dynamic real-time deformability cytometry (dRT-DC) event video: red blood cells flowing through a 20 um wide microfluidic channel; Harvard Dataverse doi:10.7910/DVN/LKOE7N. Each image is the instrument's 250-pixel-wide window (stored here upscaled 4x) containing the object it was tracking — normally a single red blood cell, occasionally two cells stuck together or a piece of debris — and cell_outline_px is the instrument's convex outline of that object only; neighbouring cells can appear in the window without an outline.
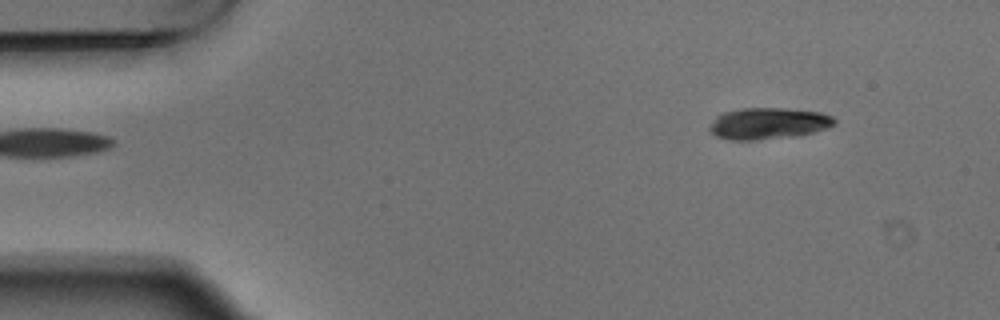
{"species": "Egyptian fruit bat (a non-hibernating species)", "species_latin": "Rousettus aegyptiacus", "temperature_condition": "warm", "stored_images_in_passage": 3, "camera_frame_rate_fps": 3000, "um_per_image_px": 0.085, "animal": {"sex": "male"}, "frame": {"image": 1, "passage_image": 1, "time_ms": 0.0, "image_size_px": [1000, 320], "cell_outline_px": [[836, 124], [828, 128], [796, 136], [756, 140], [728, 140], [716, 136], [708, 128], [716, 116], [724, 112], [744, 108], [784, 108], [820, 112], [832, 116], [836, 120]], "centroid_in_image_um": [65.31, 10.5], "position_along_channel_um": 19.7, "area_um2": 22.95}}